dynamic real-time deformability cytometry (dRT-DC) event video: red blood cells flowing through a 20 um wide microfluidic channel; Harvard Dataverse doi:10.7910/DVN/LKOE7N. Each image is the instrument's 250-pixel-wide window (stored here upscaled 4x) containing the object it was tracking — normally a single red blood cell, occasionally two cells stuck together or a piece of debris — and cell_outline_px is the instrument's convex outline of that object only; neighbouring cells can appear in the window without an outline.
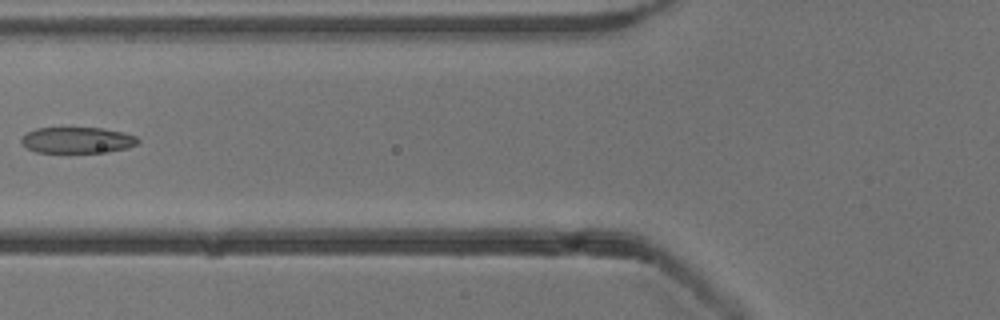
{"species": "common noctule bat (a hibernating species)", "species_latin": "Nyctalus noctula", "temperature_condition": "cold", "stored_images_in_passage": 6, "camera_frame_rate_fps": 3000, "um_per_image_px": 0.085, "animal": {"sex": "male", "body_mass_g": 13.3}, "frame": {"image": 1, "passage_image": 5, "time_ms": 5.667, "image_size_px": [1000, 320], "cell_outline_px": [[140, 140], [136, 144], [128, 148], [108, 152], [36, 152], [28, 148], [20, 140], [28, 132], [36, 128], [104, 128], [124, 132], [136, 136]], "centroid_in_image_um": [6.62, 11.91], "position_along_channel_um": 119.2, "area_um2": 17.63}}
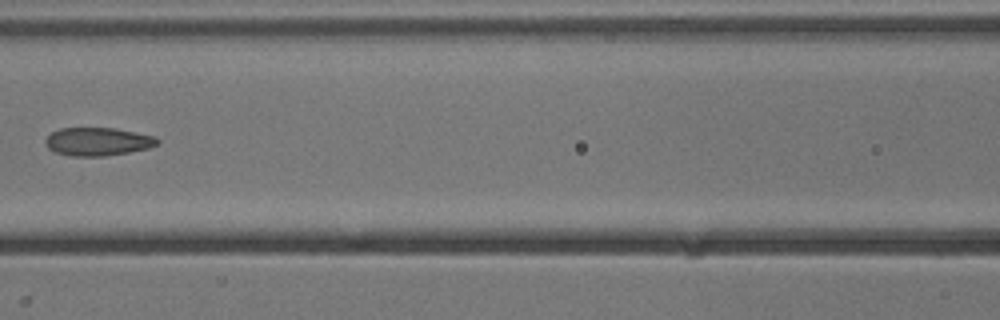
{"frame": {"image": 2, "passage_image": 6, "time_ms": 6.667, "image_size_px": [1000, 320], "cell_outline_px": [[160, 144], [148, 148], [128, 152], [104, 156], [72, 156], [56, 152], [48, 148], [44, 140], [52, 132], [60, 128], [116, 128], [156, 136], [160, 140]], "centroid_in_image_um": [8.35, 12.03], "position_along_channel_um": 158.3, "area_um2": 18.44}}